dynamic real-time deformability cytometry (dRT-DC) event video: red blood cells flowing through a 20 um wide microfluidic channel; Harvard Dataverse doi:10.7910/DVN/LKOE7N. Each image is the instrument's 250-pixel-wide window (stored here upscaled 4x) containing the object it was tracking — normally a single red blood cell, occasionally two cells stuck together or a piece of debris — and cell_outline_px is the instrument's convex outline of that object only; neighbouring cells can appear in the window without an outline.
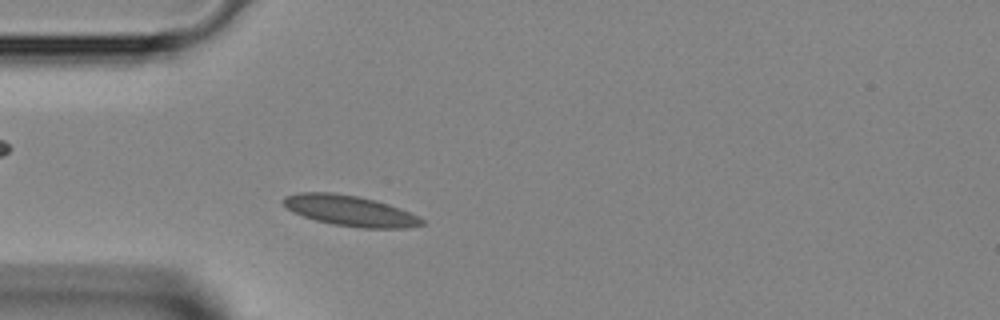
{"species": "Egyptian fruit bat (a non-hibernating species)", "species_latin": "Rousettus aegyptiacus", "temperature_condition": "room temperature", "stored_images_in_passage": 6, "camera_frame_rate_fps": 3000, "um_per_image_px": 0.085, "animal": {"sex": "female"}, "frame": {"image": 1, "passage_image": 2, "time_ms": 0.333, "image_size_px": [1000, 320], "cell_outline_px": [[424, 224], [404, 228], [360, 228], [332, 224], [316, 220], [292, 212], [280, 200], [284, 196], [300, 192], [332, 192], [356, 196], [376, 200], [388, 204], [408, 212], [424, 220]], "centroid_in_image_um": [29.7, 17.91], "position_along_channel_um": 55.3, "area_um2": 24.51}}
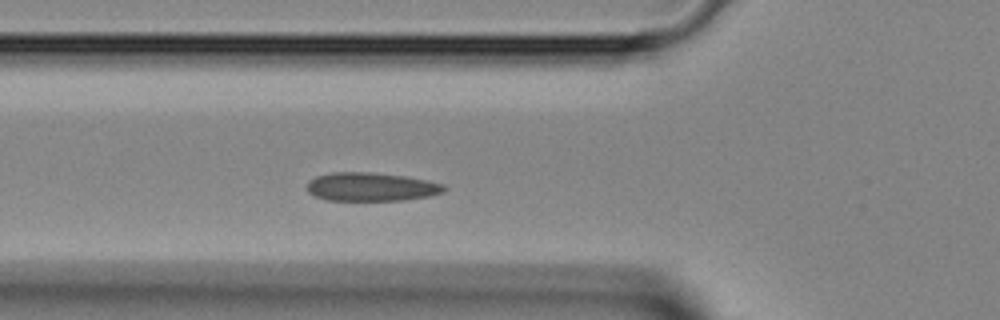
{"frame": {"image": 2, "passage_image": 5, "time_ms": 1.333, "image_size_px": [1000, 320], "cell_outline_px": [[448, 188], [444, 192], [428, 196], [404, 200], [328, 200], [316, 196], [308, 192], [308, 180], [316, 176], [332, 172], [368, 172], [404, 176], [444, 184]], "centroid_in_image_um": [31.55, 15.88], "position_along_channel_um": 94.3, "area_um2": 22.66}}